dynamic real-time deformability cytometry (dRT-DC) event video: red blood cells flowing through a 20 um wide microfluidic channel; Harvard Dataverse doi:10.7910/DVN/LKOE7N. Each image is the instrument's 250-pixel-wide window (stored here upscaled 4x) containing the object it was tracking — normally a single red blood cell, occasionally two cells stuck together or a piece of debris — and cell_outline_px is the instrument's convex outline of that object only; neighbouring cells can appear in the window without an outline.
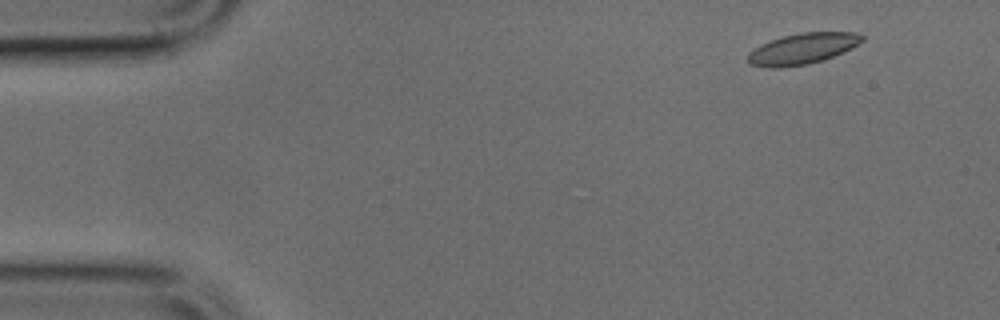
{"species": "common noctule bat (a hibernating species)", "species_latin": "Nyctalus noctula", "temperature_condition": "cold", "stored_images_in_passage": 4, "camera_frame_rate_fps": 3000, "um_per_image_px": 0.085, "animal": {"sex": "male", "body_mass_g": 17.9, "forearm_length_mm": 54.2}, "frame": {"image": 1, "passage_image": 1, "time_ms": 0.0, "image_size_px": [1000, 320], "cell_outline_px": [[864, 40], [852, 48], [824, 60], [808, 64], [780, 68], [768, 68], [748, 64], [748, 52], [772, 40], [784, 36], [800, 32], [856, 32], [864, 36]], "centroid_in_image_um": [68.23, 4.15], "position_along_channel_um": 16.8, "area_um2": 20.58}}